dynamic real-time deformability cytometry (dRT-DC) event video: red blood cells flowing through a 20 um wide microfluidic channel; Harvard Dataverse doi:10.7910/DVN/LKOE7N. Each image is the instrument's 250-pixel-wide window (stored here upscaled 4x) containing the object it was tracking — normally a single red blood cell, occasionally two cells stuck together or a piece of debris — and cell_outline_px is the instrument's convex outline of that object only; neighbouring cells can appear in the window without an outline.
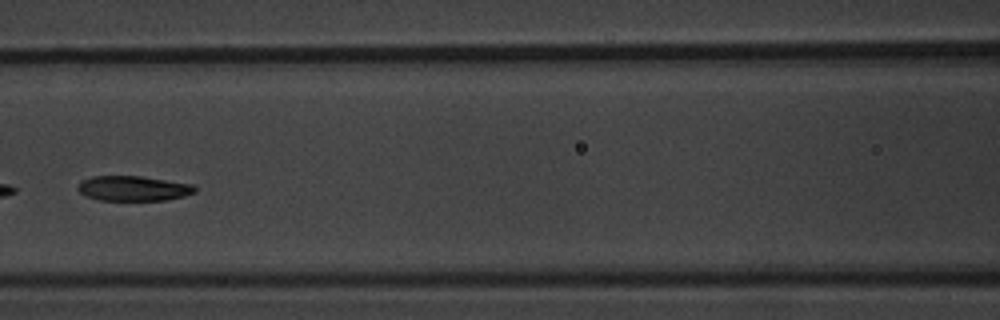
{"species": "common noctule bat (a hibernating species)", "species_latin": "Nyctalus noctula", "temperature_condition": "warm", "stored_images_in_passage": 8, "camera_frame_rate_fps": 3000, "um_per_image_px": 0.085, "animal": {"sex": "male", "body_mass_g": 20.1, "forearm_length_mm": 53.5}, "frame": {"image": 1, "passage_image": 7, "time_ms": 7.333, "image_size_px": [1000, 320], "cell_outline_px": [[196, 192], [184, 196], [164, 200], [100, 200], [88, 196], [80, 192], [76, 188], [80, 180], [92, 176], [140, 176], [192, 184], [196, 188]], "centroid_in_image_um": [11.31, 16.01], "position_along_channel_um": 155.3, "area_um2": 16.99}}
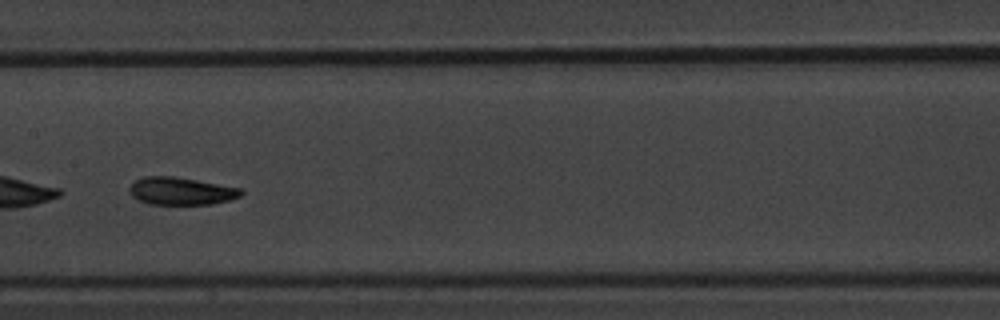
{"frame": {"image": 2, "passage_image": 8, "time_ms": 8.333, "image_size_px": [1000, 320], "cell_outline_px": [[244, 192], [240, 196], [228, 200], [212, 204], [148, 204], [132, 196], [128, 188], [136, 180], [144, 176], [176, 176], [244, 188]], "centroid_in_image_um": [15.43, 16.23], "position_along_channel_um": 192.0, "area_um2": 18.09}}